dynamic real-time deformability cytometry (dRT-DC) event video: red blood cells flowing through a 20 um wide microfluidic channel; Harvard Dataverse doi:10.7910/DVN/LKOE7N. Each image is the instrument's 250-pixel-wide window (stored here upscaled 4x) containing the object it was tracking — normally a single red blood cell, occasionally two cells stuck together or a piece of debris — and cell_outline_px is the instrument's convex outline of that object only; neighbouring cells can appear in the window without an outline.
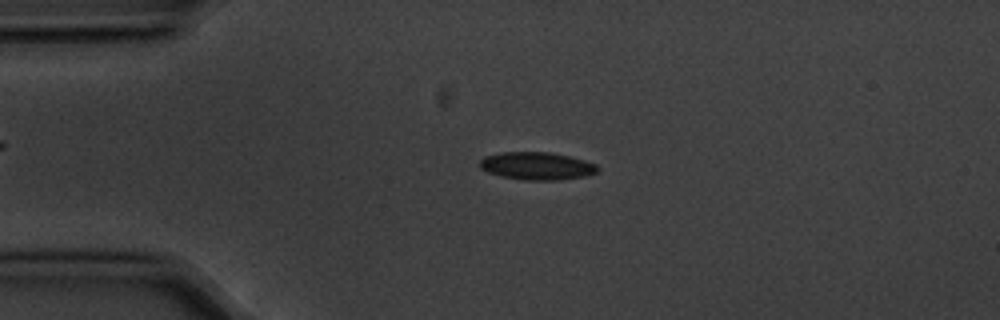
{"species": "common noctule bat (a hibernating species)", "species_latin": "Nyctalus noctula", "temperature_condition": "cold", "stored_images_in_passage": 6, "camera_frame_rate_fps": 3000, "um_per_image_px": 0.085, "animal": {"sex": "male", "body_mass_g": 20.1, "forearm_length_mm": 53.5}, "frame": {"image": 1, "passage_image": 4, "time_ms": 1.0, "image_size_px": [1000, 320], "cell_outline_px": [[600, 168], [596, 172], [584, 176], [556, 180], [528, 180], [500, 176], [488, 172], [480, 168], [480, 160], [484, 156], [500, 152], [552, 152], [584, 160], [596, 164]], "centroid_in_image_um": [45.61, 14.09], "position_along_channel_um": 39.4, "area_um2": 18.96}}